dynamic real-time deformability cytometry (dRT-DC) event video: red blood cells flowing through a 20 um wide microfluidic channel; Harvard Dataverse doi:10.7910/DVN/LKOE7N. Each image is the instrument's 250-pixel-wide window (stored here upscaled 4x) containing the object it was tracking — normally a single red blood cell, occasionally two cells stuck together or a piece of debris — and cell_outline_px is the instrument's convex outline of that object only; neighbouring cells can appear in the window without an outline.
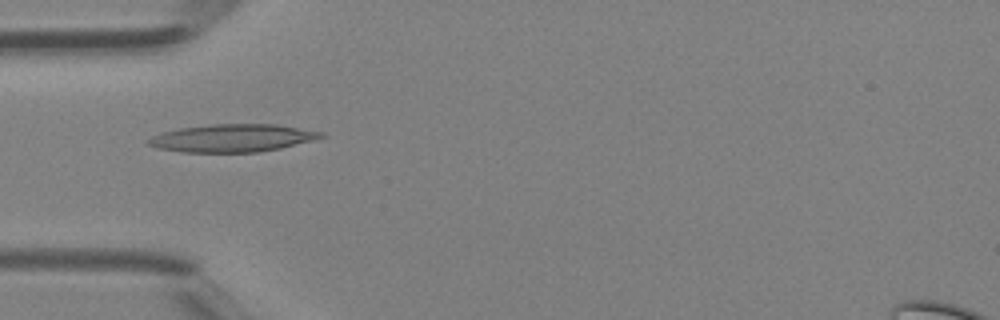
{"species": "Egyptian fruit bat (a non-hibernating species)", "species_latin": "Rousettus aegyptiacus", "temperature_condition": "room temperature", "stored_images_in_passage": 37, "camera_frame_rate_fps": 3000, "um_per_image_px": 0.085, "animal": {"sex": "female"}, "frame": {"image": 1, "passage_image": 8, "time_ms": 2.333, "image_size_px": [1000, 320], "cell_outline_px": [[324, 136], [316, 140], [280, 148], [256, 152], [180, 152], [156, 148], [148, 144], [144, 140], [152, 136], [164, 132], [180, 128], [212, 124], [276, 124], [324, 132]], "centroid_in_image_um": [19.75, 11.73], "position_along_channel_um": 65.3, "area_um2": 27.98}}
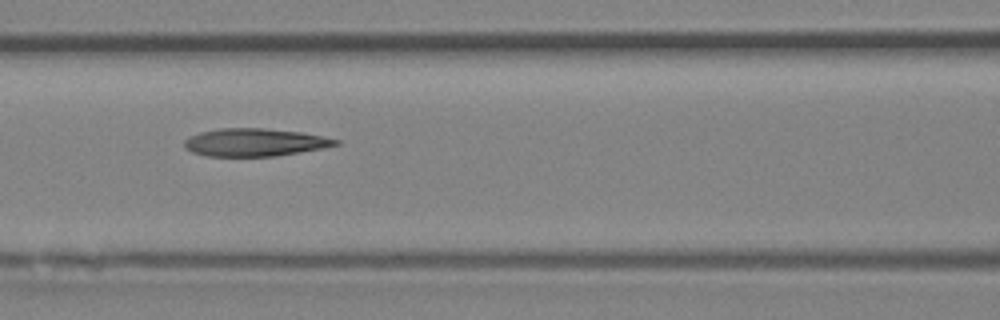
{"frame": {"image": 2, "passage_image": 13, "time_ms": 4.0, "image_size_px": [1000, 320], "cell_outline_px": [[340, 144], [300, 152], [276, 156], [208, 156], [192, 152], [184, 148], [184, 140], [188, 136], [200, 132], [220, 128], [264, 128], [300, 132], [324, 136], [340, 140]], "centroid_in_image_um": [21.62, 12.09], "position_along_channel_um": 145.0, "area_um2": 24.51}}
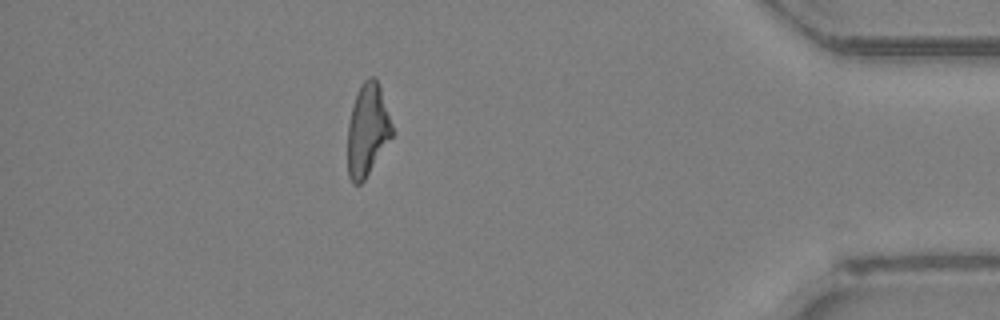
{"frame": {"image": 3, "passage_image": 32, "time_ms": 10.333, "image_size_px": [1000, 320], "cell_outline_px": [[392, 136], [364, 180], [360, 184], [352, 184], [348, 176], [348, 124], [352, 104], [360, 84], [368, 76], [376, 76], [380, 84], [392, 124]], "centroid_in_image_um": [31.22, 11.0], "position_along_channel_um": 404.0, "area_um2": 23.99}}